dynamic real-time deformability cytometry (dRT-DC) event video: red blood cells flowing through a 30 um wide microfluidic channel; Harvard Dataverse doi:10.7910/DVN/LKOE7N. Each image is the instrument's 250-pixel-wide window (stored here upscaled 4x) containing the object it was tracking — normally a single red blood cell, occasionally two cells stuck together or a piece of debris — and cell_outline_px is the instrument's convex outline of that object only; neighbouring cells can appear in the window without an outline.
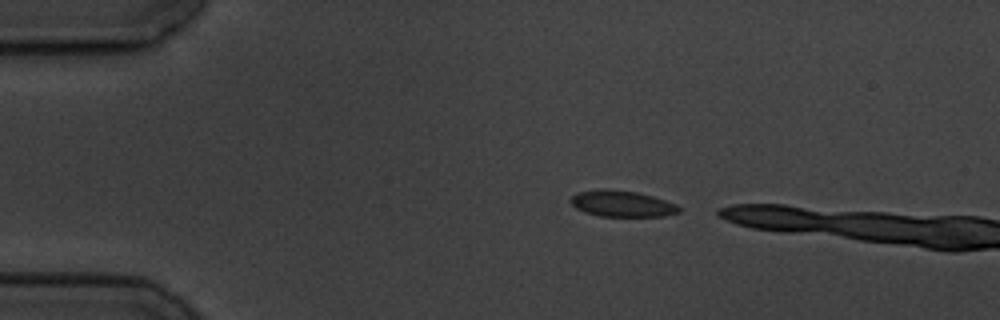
{"species": "common noctule bat (a hibernating species)", "species_latin": "Nyctalus noctula", "temperature_condition": "cold", "stored_images_in_passage": 2, "camera_frame_rate_fps": 3000, "um_per_image_px": 0.085, "animal": {"sex": "male", "body_mass_g": 19.5, "forearm_length_mm": 54.6}, "frame": {"image": 1, "passage_image": 1, "time_ms": 0.0, "image_size_px": [1000, 320], "cell_outline_px": [[680, 212], [664, 216], [600, 216], [584, 212], [576, 208], [568, 200], [572, 196], [580, 192], [600, 188], [612, 188], [636, 192], [652, 196], [676, 204], [680, 208]], "centroid_in_image_um": [52.84, 17.3], "position_along_channel_um": 32.2, "area_um2": 16.59}}